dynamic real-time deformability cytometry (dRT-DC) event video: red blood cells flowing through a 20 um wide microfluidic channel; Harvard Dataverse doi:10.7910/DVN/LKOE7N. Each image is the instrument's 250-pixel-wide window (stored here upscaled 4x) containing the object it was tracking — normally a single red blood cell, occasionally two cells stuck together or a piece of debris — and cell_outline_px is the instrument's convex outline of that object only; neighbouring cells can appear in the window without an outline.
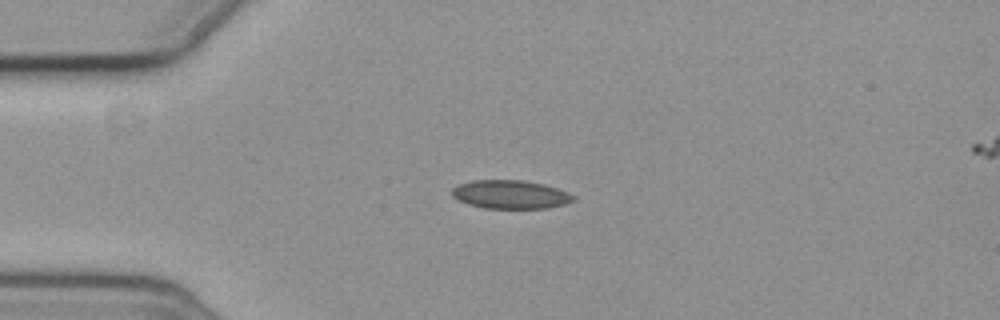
{"species": "common noctule bat (a hibernating species)", "species_latin": "Nyctalus noctula", "temperature_condition": "cold", "stored_images_in_passage": 6, "camera_frame_rate_fps": 3000, "um_per_image_px": 0.085, "animal": {"sex": "female", "body_mass_g": 19.3, "forearm_length_mm": 54.1}, "frame": {"image": 1, "passage_image": 3, "time_ms": 2.0, "image_size_px": [1000, 320], "cell_outline_px": [[576, 200], [564, 204], [548, 208], [484, 208], [468, 204], [452, 196], [452, 188], [460, 184], [472, 180], [524, 180], [544, 184], [568, 192], [576, 196]], "centroid_in_image_um": [43.42, 16.52], "position_along_channel_um": 41.6, "area_um2": 20.17}}
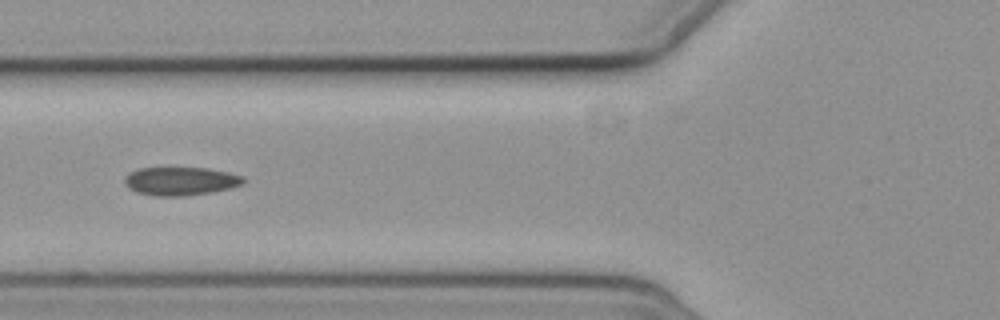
{"frame": {"image": 2, "passage_image": 5, "time_ms": 4.667, "image_size_px": [1000, 320], "cell_outline_px": [[248, 180], [244, 184], [232, 188], [212, 192], [184, 196], [152, 196], [136, 192], [128, 188], [124, 184], [124, 176], [136, 168], [208, 168], [228, 172], [244, 176]], "centroid_in_image_um": [15.37, 15.4], "position_along_channel_um": 110.4, "area_um2": 20.06}}
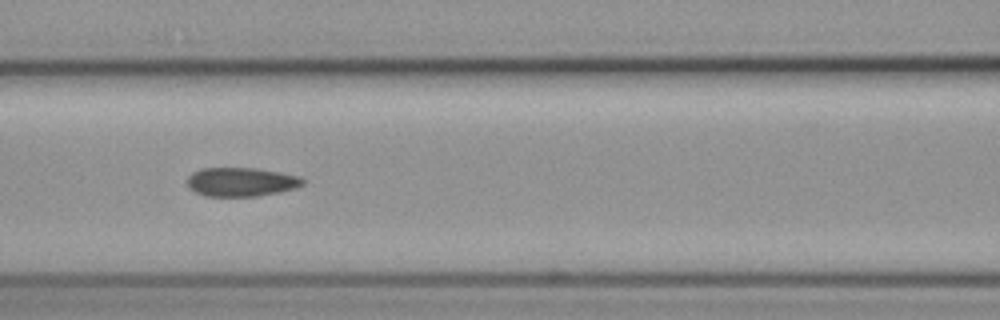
{"frame": {"image": 3, "passage_image": 6, "time_ms": 5.667, "image_size_px": [1000, 320], "cell_outline_px": [[308, 180], [304, 184], [296, 188], [280, 192], [256, 196], [204, 196], [196, 192], [188, 184], [188, 176], [192, 172], [200, 168], [256, 168], [280, 172], [300, 176]], "centroid_in_image_um": [20.56, 15.45], "position_along_channel_um": 146.0, "area_um2": 19.59}}